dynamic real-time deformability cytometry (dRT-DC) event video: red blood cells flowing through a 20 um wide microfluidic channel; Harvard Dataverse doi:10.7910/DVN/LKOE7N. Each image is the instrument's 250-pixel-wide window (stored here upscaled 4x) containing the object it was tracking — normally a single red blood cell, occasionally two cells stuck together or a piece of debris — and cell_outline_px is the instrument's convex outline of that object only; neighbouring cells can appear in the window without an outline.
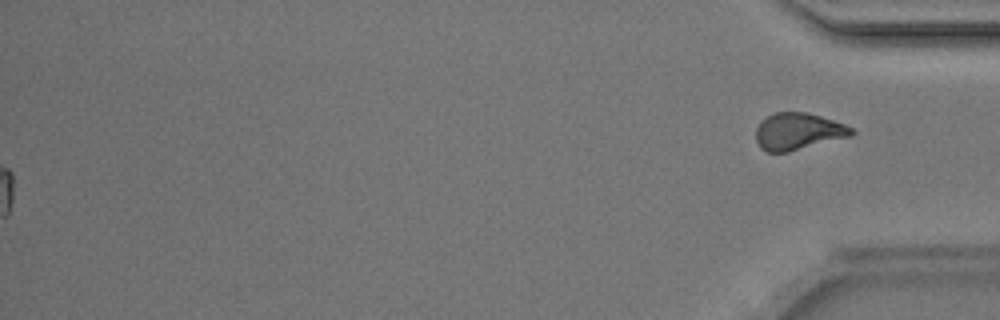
{"species": "Egyptian fruit bat (a non-hibernating species)", "species_latin": "Rousettus aegyptiacus", "temperature_condition": "room temperature", "stored_images_in_passage": 39, "segment_of_instrument_passage": [2, 2], "camera_frame_rate_fps": 3000, "um_per_image_px": 0.085, "animal": {"sex": "male"}, "frame": {"image": 1, "passage_image": 39, "time_ms": 12.667, "image_size_px": [1000, 320], "cell_outline_px": [[856, 132], [852, 136], [788, 152], [768, 152], [760, 148], [756, 140], [756, 128], [760, 120], [764, 116], [772, 112], [808, 112], [844, 124], [852, 128]], "centroid_in_image_um": [67.81, 11.16], "position_along_channel_um": 367.4, "area_um2": 20.81}}